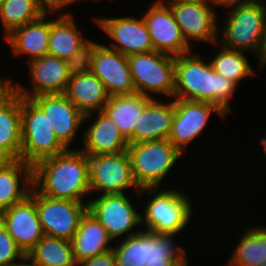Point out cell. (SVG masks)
Wrapping results in <instances>:
<instances>
[{
  "instance_id": "1",
  "label": "cell",
  "mask_w": 266,
  "mask_h": 266,
  "mask_svg": "<svg viewBox=\"0 0 266 266\" xmlns=\"http://www.w3.org/2000/svg\"><path fill=\"white\" fill-rule=\"evenodd\" d=\"M33 187L44 196L88 203V156L79 149H68L40 160L33 166Z\"/></svg>"
},
{
  "instance_id": "2",
  "label": "cell",
  "mask_w": 266,
  "mask_h": 266,
  "mask_svg": "<svg viewBox=\"0 0 266 266\" xmlns=\"http://www.w3.org/2000/svg\"><path fill=\"white\" fill-rule=\"evenodd\" d=\"M203 57L193 51L175 57L174 98L213 103L228 116L238 86L216 73Z\"/></svg>"
},
{
  "instance_id": "3",
  "label": "cell",
  "mask_w": 266,
  "mask_h": 266,
  "mask_svg": "<svg viewBox=\"0 0 266 266\" xmlns=\"http://www.w3.org/2000/svg\"><path fill=\"white\" fill-rule=\"evenodd\" d=\"M169 188H144L137 193V198L147 195L142 205L141 228L159 235L182 234L192 226L194 202L186 190ZM173 188V189H172ZM187 193V194H184ZM150 194V196H148ZM189 196V197H188ZM148 199V200H147ZM194 212V213H193Z\"/></svg>"
},
{
  "instance_id": "4",
  "label": "cell",
  "mask_w": 266,
  "mask_h": 266,
  "mask_svg": "<svg viewBox=\"0 0 266 266\" xmlns=\"http://www.w3.org/2000/svg\"><path fill=\"white\" fill-rule=\"evenodd\" d=\"M227 11L221 22L223 25L218 28V43L228 49L255 53L258 59L256 64L260 65L263 58L266 4L258 0Z\"/></svg>"
},
{
  "instance_id": "5",
  "label": "cell",
  "mask_w": 266,
  "mask_h": 266,
  "mask_svg": "<svg viewBox=\"0 0 266 266\" xmlns=\"http://www.w3.org/2000/svg\"><path fill=\"white\" fill-rule=\"evenodd\" d=\"M180 234L159 235L142 230L120 242L112 243L116 266H147L164 264V261L183 262L186 249L176 242Z\"/></svg>"
},
{
  "instance_id": "6",
  "label": "cell",
  "mask_w": 266,
  "mask_h": 266,
  "mask_svg": "<svg viewBox=\"0 0 266 266\" xmlns=\"http://www.w3.org/2000/svg\"><path fill=\"white\" fill-rule=\"evenodd\" d=\"M132 175L139 189L162 188V180L172 173L183 159L182 154L168 139L129 144Z\"/></svg>"
},
{
  "instance_id": "7",
  "label": "cell",
  "mask_w": 266,
  "mask_h": 266,
  "mask_svg": "<svg viewBox=\"0 0 266 266\" xmlns=\"http://www.w3.org/2000/svg\"><path fill=\"white\" fill-rule=\"evenodd\" d=\"M21 130L20 159L31 166L68 150L56 137L47 115L31 99L22 96Z\"/></svg>"
},
{
  "instance_id": "8",
  "label": "cell",
  "mask_w": 266,
  "mask_h": 266,
  "mask_svg": "<svg viewBox=\"0 0 266 266\" xmlns=\"http://www.w3.org/2000/svg\"><path fill=\"white\" fill-rule=\"evenodd\" d=\"M136 93L174 98L175 57L150 51L127 56Z\"/></svg>"
},
{
  "instance_id": "9",
  "label": "cell",
  "mask_w": 266,
  "mask_h": 266,
  "mask_svg": "<svg viewBox=\"0 0 266 266\" xmlns=\"http://www.w3.org/2000/svg\"><path fill=\"white\" fill-rule=\"evenodd\" d=\"M90 196L88 211L104 226L113 241L125 239L142 231L140 207H136L130 195Z\"/></svg>"
},
{
  "instance_id": "10",
  "label": "cell",
  "mask_w": 266,
  "mask_h": 266,
  "mask_svg": "<svg viewBox=\"0 0 266 266\" xmlns=\"http://www.w3.org/2000/svg\"><path fill=\"white\" fill-rule=\"evenodd\" d=\"M91 194H126L128 189L139 193L132 175L128 151L88 156Z\"/></svg>"
},
{
  "instance_id": "11",
  "label": "cell",
  "mask_w": 266,
  "mask_h": 266,
  "mask_svg": "<svg viewBox=\"0 0 266 266\" xmlns=\"http://www.w3.org/2000/svg\"><path fill=\"white\" fill-rule=\"evenodd\" d=\"M165 3L169 5L183 37L191 47L197 42L211 45L218 42L219 20L222 19H219L211 0Z\"/></svg>"
},
{
  "instance_id": "12",
  "label": "cell",
  "mask_w": 266,
  "mask_h": 266,
  "mask_svg": "<svg viewBox=\"0 0 266 266\" xmlns=\"http://www.w3.org/2000/svg\"><path fill=\"white\" fill-rule=\"evenodd\" d=\"M174 110L168 140L184 155L191 142L202 135L213 114L221 121L228 118L217 105L209 102L174 98Z\"/></svg>"
},
{
  "instance_id": "13",
  "label": "cell",
  "mask_w": 266,
  "mask_h": 266,
  "mask_svg": "<svg viewBox=\"0 0 266 266\" xmlns=\"http://www.w3.org/2000/svg\"><path fill=\"white\" fill-rule=\"evenodd\" d=\"M97 28L107 35L106 47L125 56L154 51L152 41L143 16H96L93 18Z\"/></svg>"
},
{
  "instance_id": "14",
  "label": "cell",
  "mask_w": 266,
  "mask_h": 266,
  "mask_svg": "<svg viewBox=\"0 0 266 266\" xmlns=\"http://www.w3.org/2000/svg\"><path fill=\"white\" fill-rule=\"evenodd\" d=\"M88 203L55 199L36 190V210L45 236L71 241Z\"/></svg>"
},
{
  "instance_id": "15",
  "label": "cell",
  "mask_w": 266,
  "mask_h": 266,
  "mask_svg": "<svg viewBox=\"0 0 266 266\" xmlns=\"http://www.w3.org/2000/svg\"><path fill=\"white\" fill-rule=\"evenodd\" d=\"M143 12L141 15L155 51L176 57L194 50L183 37L167 3L154 0Z\"/></svg>"
},
{
  "instance_id": "16",
  "label": "cell",
  "mask_w": 266,
  "mask_h": 266,
  "mask_svg": "<svg viewBox=\"0 0 266 266\" xmlns=\"http://www.w3.org/2000/svg\"><path fill=\"white\" fill-rule=\"evenodd\" d=\"M0 221L27 255L45 236L36 210V189L33 187L24 200L2 211Z\"/></svg>"
},
{
  "instance_id": "17",
  "label": "cell",
  "mask_w": 266,
  "mask_h": 266,
  "mask_svg": "<svg viewBox=\"0 0 266 266\" xmlns=\"http://www.w3.org/2000/svg\"><path fill=\"white\" fill-rule=\"evenodd\" d=\"M48 117L58 140L71 148L78 139V132L83 124L84 114L62 94H43L30 98Z\"/></svg>"
},
{
  "instance_id": "18",
  "label": "cell",
  "mask_w": 266,
  "mask_h": 266,
  "mask_svg": "<svg viewBox=\"0 0 266 266\" xmlns=\"http://www.w3.org/2000/svg\"><path fill=\"white\" fill-rule=\"evenodd\" d=\"M28 64V65H27ZM28 66L30 89L18 82V94L25 98H32L43 94H62L68 86L66 60L46 54L26 63Z\"/></svg>"
},
{
  "instance_id": "19",
  "label": "cell",
  "mask_w": 266,
  "mask_h": 266,
  "mask_svg": "<svg viewBox=\"0 0 266 266\" xmlns=\"http://www.w3.org/2000/svg\"><path fill=\"white\" fill-rule=\"evenodd\" d=\"M90 71L101 80L110 97L136 93L127 56L103 42L94 50Z\"/></svg>"
},
{
  "instance_id": "20",
  "label": "cell",
  "mask_w": 266,
  "mask_h": 266,
  "mask_svg": "<svg viewBox=\"0 0 266 266\" xmlns=\"http://www.w3.org/2000/svg\"><path fill=\"white\" fill-rule=\"evenodd\" d=\"M97 115V117H95ZM94 117V118H93ZM84 129L82 147L76 148L87 156L115 154L127 151L128 141L121 134L114 122L102 111L84 115L83 123L89 122ZM91 119L93 121H91Z\"/></svg>"
},
{
  "instance_id": "21",
  "label": "cell",
  "mask_w": 266,
  "mask_h": 266,
  "mask_svg": "<svg viewBox=\"0 0 266 266\" xmlns=\"http://www.w3.org/2000/svg\"><path fill=\"white\" fill-rule=\"evenodd\" d=\"M53 13H44L37 20L15 28L3 39L15 57H27L26 62L48 54L50 19ZM49 17V18H48ZM27 55V56H26Z\"/></svg>"
},
{
  "instance_id": "22",
  "label": "cell",
  "mask_w": 266,
  "mask_h": 266,
  "mask_svg": "<svg viewBox=\"0 0 266 266\" xmlns=\"http://www.w3.org/2000/svg\"><path fill=\"white\" fill-rule=\"evenodd\" d=\"M174 98H152L144 107L129 144L168 139L174 116Z\"/></svg>"
},
{
  "instance_id": "23",
  "label": "cell",
  "mask_w": 266,
  "mask_h": 266,
  "mask_svg": "<svg viewBox=\"0 0 266 266\" xmlns=\"http://www.w3.org/2000/svg\"><path fill=\"white\" fill-rule=\"evenodd\" d=\"M53 16L55 19H50L48 54L66 60L90 38L85 37L82 27L71 12L67 11L60 15L53 13Z\"/></svg>"
},
{
  "instance_id": "24",
  "label": "cell",
  "mask_w": 266,
  "mask_h": 266,
  "mask_svg": "<svg viewBox=\"0 0 266 266\" xmlns=\"http://www.w3.org/2000/svg\"><path fill=\"white\" fill-rule=\"evenodd\" d=\"M112 241L104 226L87 211L71 239L75 261L78 264L112 250Z\"/></svg>"
},
{
  "instance_id": "25",
  "label": "cell",
  "mask_w": 266,
  "mask_h": 266,
  "mask_svg": "<svg viewBox=\"0 0 266 266\" xmlns=\"http://www.w3.org/2000/svg\"><path fill=\"white\" fill-rule=\"evenodd\" d=\"M33 188V166L21 159L0 168V213L24 200Z\"/></svg>"
},
{
  "instance_id": "26",
  "label": "cell",
  "mask_w": 266,
  "mask_h": 266,
  "mask_svg": "<svg viewBox=\"0 0 266 266\" xmlns=\"http://www.w3.org/2000/svg\"><path fill=\"white\" fill-rule=\"evenodd\" d=\"M64 94L84 115L102 111L110 98L101 80L91 71L71 76Z\"/></svg>"
},
{
  "instance_id": "27",
  "label": "cell",
  "mask_w": 266,
  "mask_h": 266,
  "mask_svg": "<svg viewBox=\"0 0 266 266\" xmlns=\"http://www.w3.org/2000/svg\"><path fill=\"white\" fill-rule=\"evenodd\" d=\"M151 99L140 93L112 96L102 112L114 122L124 138L129 141L134 135V128H138V121L145 105Z\"/></svg>"
},
{
  "instance_id": "28",
  "label": "cell",
  "mask_w": 266,
  "mask_h": 266,
  "mask_svg": "<svg viewBox=\"0 0 266 266\" xmlns=\"http://www.w3.org/2000/svg\"><path fill=\"white\" fill-rule=\"evenodd\" d=\"M225 266H261L266 262V226H249L238 237Z\"/></svg>"
},
{
  "instance_id": "29",
  "label": "cell",
  "mask_w": 266,
  "mask_h": 266,
  "mask_svg": "<svg viewBox=\"0 0 266 266\" xmlns=\"http://www.w3.org/2000/svg\"><path fill=\"white\" fill-rule=\"evenodd\" d=\"M212 46L217 47L215 48L216 52L209 59L214 71L234 82L237 86L242 80L257 75L255 74L256 71L260 72V65H256L258 69L255 70V67L253 68L251 62L248 61L246 52L225 48L218 42Z\"/></svg>"
},
{
  "instance_id": "30",
  "label": "cell",
  "mask_w": 266,
  "mask_h": 266,
  "mask_svg": "<svg viewBox=\"0 0 266 266\" xmlns=\"http://www.w3.org/2000/svg\"><path fill=\"white\" fill-rule=\"evenodd\" d=\"M34 266H77L71 241L44 236L26 255Z\"/></svg>"
},
{
  "instance_id": "31",
  "label": "cell",
  "mask_w": 266,
  "mask_h": 266,
  "mask_svg": "<svg viewBox=\"0 0 266 266\" xmlns=\"http://www.w3.org/2000/svg\"><path fill=\"white\" fill-rule=\"evenodd\" d=\"M0 147L14 160L20 159L22 147L21 96L0 108Z\"/></svg>"
},
{
  "instance_id": "32",
  "label": "cell",
  "mask_w": 266,
  "mask_h": 266,
  "mask_svg": "<svg viewBox=\"0 0 266 266\" xmlns=\"http://www.w3.org/2000/svg\"><path fill=\"white\" fill-rule=\"evenodd\" d=\"M46 13L38 0H4L0 6L3 38L15 28L33 22Z\"/></svg>"
},
{
  "instance_id": "33",
  "label": "cell",
  "mask_w": 266,
  "mask_h": 266,
  "mask_svg": "<svg viewBox=\"0 0 266 266\" xmlns=\"http://www.w3.org/2000/svg\"><path fill=\"white\" fill-rule=\"evenodd\" d=\"M98 44V41L90 38L71 57L66 59V66L70 77L90 72L92 56Z\"/></svg>"
},
{
  "instance_id": "34",
  "label": "cell",
  "mask_w": 266,
  "mask_h": 266,
  "mask_svg": "<svg viewBox=\"0 0 266 266\" xmlns=\"http://www.w3.org/2000/svg\"><path fill=\"white\" fill-rule=\"evenodd\" d=\"M25 256L0 221V266L15 264Z\"/></svg>"
},
{
  "instance_id": "35",
  "label": "cell",
  "mask_w": 266,
  "mask_h": 266,
  "mask_svg": "<svg viewBox=\"0 0 266 266\" xmlns=\"http://www.w3.org/2000/svg\"><path fill=\"white\" fill-rule=\"evenodd\" d=\"M0 74V108L8 105L18 95V82Z\"/></svg>"
},
{
  "instance_id": "36",
  "label": "cell",
  "mask_w": 266,
  "mask_h": 266,
  "mask_svg": "<svg viewBox=\"0 0 266 266\" xmlns=\"http://www.w3.org/2000/svg\"><path fill=\"white\" fill-rule=\"evenodd\" d=\"M41 8L47 13H63L61 11L68 6L79 4L80 0H38ZM76 3V4H75ZM63 9V10H62Z\"/></svg>"
},
{
  "instance_id": "37",
  "label": "cell",
  "mask_w": 266,
  "mask_h": 266,
  "mask_svg": "<svg viewBox=\"0 0 266 266\" xmlns=\"http://www.w3.org/2000/svg\"><path fill=\"white\" fill-rule=\"evenodd\" d=\"M77 266H116L113 250L97 255L93 258L83 260Z\"/></svg>"
},
{
  "instance_id": "38",
  "label": "cell",
  "mask_w": 266,
  "mask_h": 266,
  "mask_svg": "<svg viewBox=\"0 0 266 266\" xmlns=\"http://www.w3.org/2000/svg\"><path fill=\"white\" fill-rule=\"evenodd\" d=\"M215 8L224 7L223 9L229 10L237 6H244L252 4L258 0H211Z\"/></svg>"
},
{
  "instance_id": "39",
  "label": "cell",
  "mask_w": 266,
  "mask_h": 266,
  "mask_svg": "<svg viewBox=\"0 0 266 266\" xmlns=\"http://www.w3.org/2000/svg\"><path fill=\"white\" fill-rule=\"evenodd\" d=\"M14 159L0 147V168L11 163Z\"/></svg>"
},
{
  "instance_id": "40",
  "label": "cell",
  "mask_w": 266,
  "mask_h": 266,
  "mask_svg": "<svg viewBox=\"0 0 266 266\" xmlns=\"http://www.w3.org/2000/svg\"><path fill=\"white\" fill-rule=\"evenodd\" d=\"M10 266H34V264L27 256H25L22 260Z\"/></svg>"
},
{
  "instance_id": "41",
  "label": "cell",
  "mask_w": 266,
  "mask_h": 266,
  "mask_svg": "<svg viewBox=\"0 0 266 266\" xmlns=\"http://www.w3.org/2000/svg\"><path fill=\"white\" fill-rule=\"evenodd\" d=\"M260 146L262 147L261 150L263 151L264 157H266V134L264 137H262V135L260 136V138L258 139Z\"/></svg>"
},
{
  "instance_id": "42",
  "label": "cell",
  "mask_w": 266,
  "mask_h": 266,
  "mask_svg": "<svg viewBox=\"0 0 266 266\" xmlns=\"http://www.w3.org/2000/svg\"><path fill=\"white\" fill-rule=\"evenodd\" d=\"M177 261H164V264L147 265V266H175Z\"/></svg>"
},
{
  "instance_id": "43",
  "label": "cell",
  "mask_w": 266,
  "mask_h": 266,
  "mask_svg": "<svg viewBox=\"0 0 266 266\" xmlns=\"http://www.w3.org/2000/svg\"><path fill=\"white\" fill-rule=\"evenodd\" d=\"M265 67H266V55L260 61V73H259V75L264 71V69H266Z\"/></svg>"
},
{
  "instance_id": "44",
  "label": "cell",
  "mask_w": 266,
  "mask_h": 266,
  "mask_svg": "<svg viewBox=\"0 0 266 266\" xmlns=\"http://www.w3.org/2000/svg\"><path fill=\"white\" fill-rule=\"evenodd\" d=\"M266 55V25L264 31V39H263V57Z\"/></svg>"
},
{
  "instance_id": "45",
  "label": "cell",
  "mask_w": 266,
  "mask_h": 266,
  "mask_svg": "<svg viewBox=\"0 0 266 266\" xmlns=\"http://www.w3.org/2000/svg\"><path fill=\"white\" fill-rule=\"evenodd\" d=\"M162 2L206 1V0H161Z\"/></svg>"
},
{
  "instance_id": "46",
  "label": "cell",
  "mask_w": 266,
  "mask_h": 266,
  "mask_svg": "<svg viewBox=\"0 0 266 266\" xmlns=\"http://www.w3.org/2000/svg\"><path fill=\"white\" fill-rule=\"evenodd\" d=\"M189 258H187L186 260H184L183 262H179V263H177L175 266H189V264H188V262H189V260H188Z\"/></svg>"
},
{
  "instance_id": "47",
  "label": "cell",
  "mask_w": 266,
  "mask_h": 266,
  "mask_svg": "<svg viewBox=\"0 0 266 266\" xmlns=\"http://www.w3.org/2000/svg\"><path fill=\"white\" fill-rule=\"evenodd\" d=\"M81 2H85L86 0H80ZM95 1H98L99 2V0H95ZM106 1V0H105ZM109 1H111L112 2V0H109ZM115 0H113V2H114ZM100 2H101V0H100Z\"/></svg>"
},
{
  "instance_id": "48",
  "label": "cell",
  "mask_w": 266,
  "mask_h": 266,
  "mask_svg": "<svg viewBox=\"0 0 266 266\" xmlns=\"http://www.w3.org/2000/svg\"><path fill=\"white\" fill-rule=\"evenodd\" d=\"M259 1L263 2L264 4H266V0H259Z\"/></svg>"
}]
</instances>
